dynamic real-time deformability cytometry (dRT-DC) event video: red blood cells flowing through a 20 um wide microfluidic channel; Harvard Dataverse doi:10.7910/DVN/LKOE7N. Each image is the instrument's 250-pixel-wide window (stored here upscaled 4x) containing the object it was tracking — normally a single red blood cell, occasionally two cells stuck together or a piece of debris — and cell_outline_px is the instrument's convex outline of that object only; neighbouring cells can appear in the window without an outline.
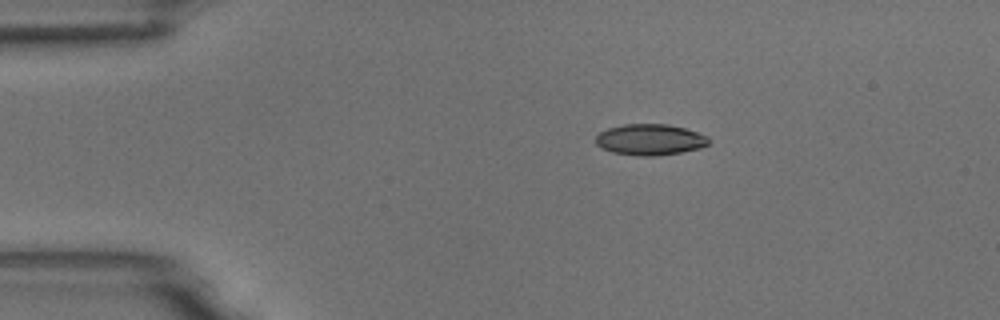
{"species": "common noctule bat (a hibernating species)", "species_latin": "Nyctalus noctula", "temperature_condition": "room temperature", "stored_images_in_passage": 4, "camera_frame_rate_fps": 3000, "um_per_image_px": 0.085, "animal": {"sex": "male", "body_mass_g": 18.8}, "frame": {"image": 1, "passage_image": 1, "time_ms": 0.0, "image_size_px": [1000, 320], "cell_outline_px": [[712, 140], [708, 144], [700, 148], [680, 152], [656, 156], [636, 156], [612, 152], [600, 148], [596, 144], [596, 136], [600, 132], [608, 128], [624, 124], [668, 124], [684, 128], [708, 136]], "centroid_in_image_um": [55.25, 11.87], "position_along_channel_um": 29.8, "area_um2": 20.58}}
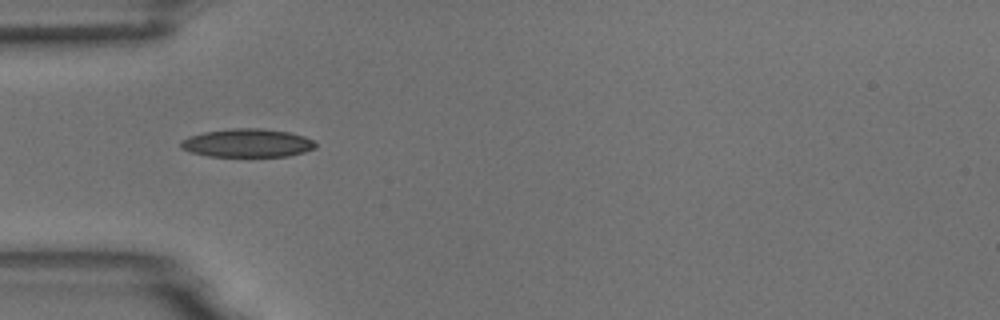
{"frame": {"image": 2, "passage_image": 3, "time_ms": 0.667, "image_size_px": [1000, 320], "cell_outline_px": [[316, 148], [304, 152], [288, 156], [208, 156], [188, 152], [180, 148], [180, 140], [188, 136], [204, 132], [232, 128], [260, 128], [288, 132], [304, 136], [312, 140], [316, 144]], "centroid_in_image_um": [20.98, 12.16], "position_along_channel_um": 64.0, "area_um2": 22.37}}